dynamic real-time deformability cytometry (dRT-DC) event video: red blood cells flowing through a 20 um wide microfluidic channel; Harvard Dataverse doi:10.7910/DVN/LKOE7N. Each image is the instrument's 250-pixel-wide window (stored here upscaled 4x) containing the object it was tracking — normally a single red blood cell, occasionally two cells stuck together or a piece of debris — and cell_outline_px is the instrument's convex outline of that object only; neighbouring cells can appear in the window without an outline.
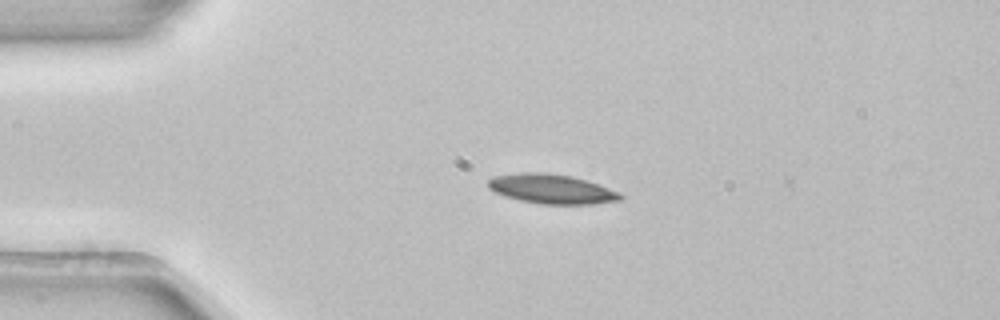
{"species": "common noctule bat (a hibernating species)", "species_latin": "Nyctalus noctula", "temperature_condition": "room temperature", "stored_images_in_passage": 3, "camera_frame_rate_fps": 3000, "um_per_image_px": 0.085, "animal": {"sex": "female", "body_mass_g": 22.7, "forearm_length_mm": 54.2}, "frame": {"image": 1, "passage_image": 2, "time_ms": 0.333, "image_size_px": [1000, 320], "cell_outline_px": [[624, 196], [620, 200], [592, 204], [540, 204], [520, 200], [504, 196], [488, 188], [488, 180], [492, 176], [524, 172], [544, 172], [572, 176], [588, 180], [620, 192]], "centroid_in_image_um": [46.9, 16.05], "position_along_channel_um": 38.1, "area_um2": 22.89}}